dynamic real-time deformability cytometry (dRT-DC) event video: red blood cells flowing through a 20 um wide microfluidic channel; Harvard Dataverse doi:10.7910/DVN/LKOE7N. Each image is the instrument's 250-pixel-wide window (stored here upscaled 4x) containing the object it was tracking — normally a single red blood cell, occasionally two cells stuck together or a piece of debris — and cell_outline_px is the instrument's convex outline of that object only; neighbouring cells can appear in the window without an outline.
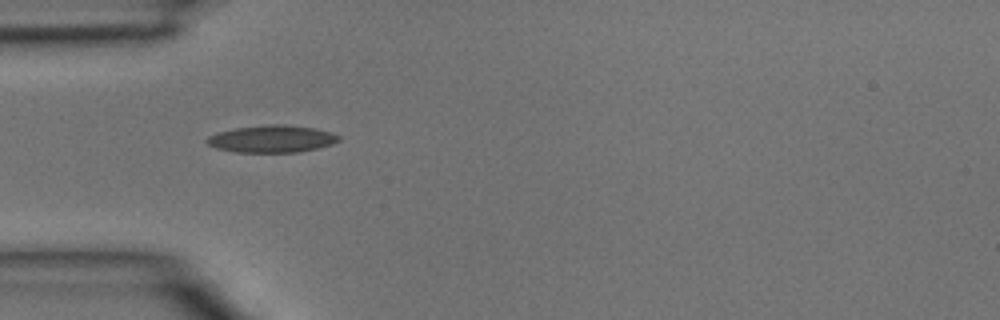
{"species": "common noctule bat (a hibernating species)", "species_latin": "Nyctalus noctula", "temperature_condition": "room temperature", "stored_images_in_passage": 1, "camera_frame_rate_fps": 3000, "um_per_image_px": 0.085, "animal": {"sex": "male", "body_mass_g": 15.6}, "frame": {"image": 1, "passage_image": 1, "time_ms": 0.0, "image_size_px": [1000, 320], "cell_outline_px": [[340, 140], [332, 144], [300, 152], [236, 152], [216, 148], [208, 144], [204, 140], [208, 136], [220, 132], [236, 128], [268, 124], [284, 124], [312, 128], [332, 132], [340, 136]], "centroid_in_image_um": [23.11, 11.8], "position_along_channel_um": 61.9, "area_um2": 20.81}}